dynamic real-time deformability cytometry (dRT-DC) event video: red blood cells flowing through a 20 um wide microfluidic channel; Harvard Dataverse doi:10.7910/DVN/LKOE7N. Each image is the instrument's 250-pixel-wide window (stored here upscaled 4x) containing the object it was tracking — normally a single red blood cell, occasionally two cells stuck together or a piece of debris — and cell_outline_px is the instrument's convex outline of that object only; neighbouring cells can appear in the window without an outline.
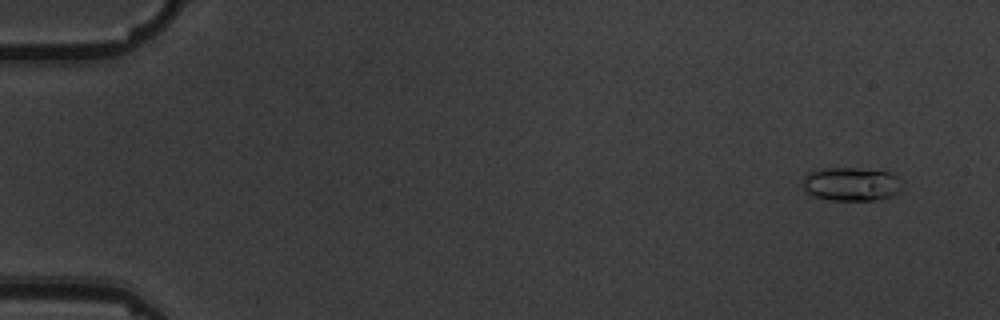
{"species": "common noctule bat (a hibernating species)", "species_latin": "Nyctalus noctula", "temperature_condition": "warm", "stored_images_in_passage": 9, "camera_frame_rate_fps": 3000, "um_per_image_px": 0.085, "animal": {"sex": "male", "body_mass_g": 19.5, "forearm_length_mm": 54.6}, "frame": {"image": 1, "passage_image": 1, "time_ms": 0.0, "image_size_px": [1000, 320], "cell_outline_px": [[904, 184], [900, 192], [884, 200], [828, 200], [816, 196], [808, 192], [804, 188], [804, 176], [808, 172], [824, 168], [856, 168], [892, 172], [900, 176], [904, 180]], "centroid_in_image_um": [72.48, 15.64], "position_along_channel_um": 12.5, "area_um2": 19.94}}
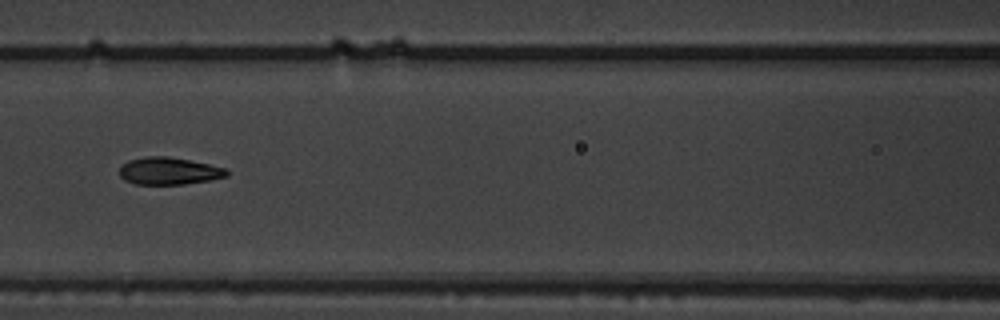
{"frame": {"image": 2, "passage_image": 7, "time_ms": 7.667, "image_size_px": [1000, 320], "cell_outline_px": [[228, 176], [208, 180], [184, 184], [136, 184], [124, 180], [120, 176], [120, 168], [128, 160], [148, 156], [168, 156], [228, 168]], "centroid_in_image_um": [14.36, 14.53], "position_along_channel_um": 152.2, "area_um2": 16.94}}
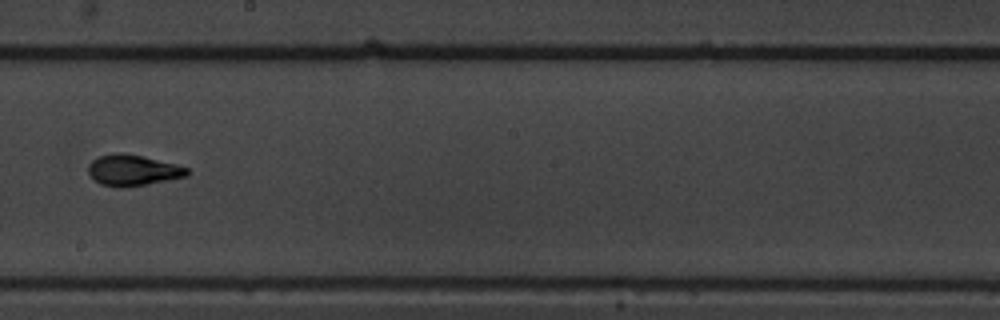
{"frame": {"image": 3, "passage_image": 9, "time_ms": 10.0, "image_size_px": [1000, 320], "cell_outline_px": [[188, 176], [128, 188], [116, 188], [100, 184], [88, 172], [88, 164], [92, 160], [100, 156], [116, 152], [124, 152], [176, 164], [188, 168]], "centroid_in_image_um": [11.28, 14.48], "position_along_channel_um": 236.9, "area_um2": 17.98}}